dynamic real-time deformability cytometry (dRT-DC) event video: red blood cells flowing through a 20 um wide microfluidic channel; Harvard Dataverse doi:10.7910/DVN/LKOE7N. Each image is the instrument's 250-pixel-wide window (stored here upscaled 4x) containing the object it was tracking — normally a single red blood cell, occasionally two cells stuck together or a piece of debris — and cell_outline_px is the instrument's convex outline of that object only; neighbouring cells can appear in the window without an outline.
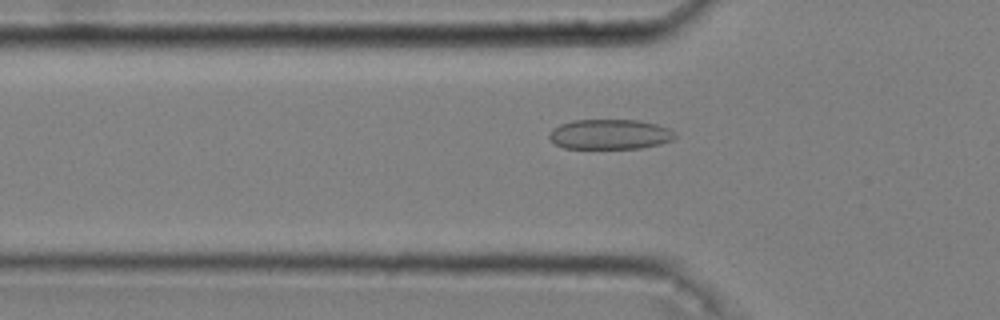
{"species": "common noctule bat (a hibernating species)", "species_latin": "Nyctalus noctula", "temperature_condition": "cold", "stored_images_in_passage": 49, "camera_frame_rate_fps": 3000, "um_per_image_px": 0.085, "animal": {"sex": "male", "body_mass_g": 20.4}, "frame": {"image": 1, "passage_image": 18, "time_ms": 5.667, "image_size_px": [1000, 320], "cell_outline_px": [[676, 136], [672, 140], [660, 144], [640, 148], [564, 148], [556, 144], [548, 136], [552, 128], [560, 124], [572, 120], [640, 120], [656, 124], [668, 128], [676, 132]], "centroid_in_image_um": [51.85, 11.41], "position_along_channel_um": 74.0, "area_um2": 22.02}}
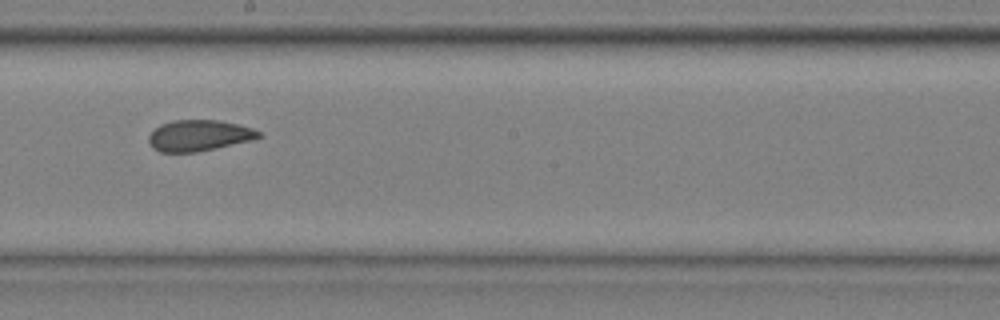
{"frame": {"image": 2, "passage_image": 31, "time_ms": 10.0, "image_size_px": [1000, 320], "cell_outline_px": [[260, 136], [256, 140], [196, 152], [160, 152], [152, 148], [148, 140], [148, 136], [160, 124], [172, 120], [220, 120], [252, 128], [260, 132]], "centroid_in_image_um": [16.91, 11.52], "position_along_channel_um": 231.3, "area_um2": 20.0}}
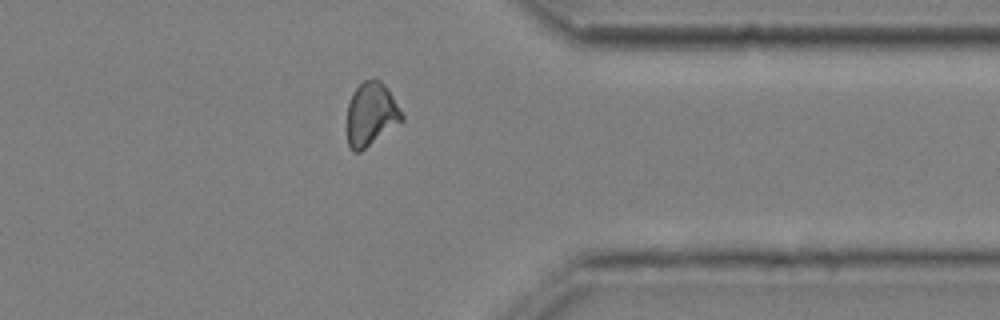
{"frame": {"image": 3, "passage_image": 44, "time_ms": 14.333, "image_size_px": [1000, 320], "cell_outline_px": [[404, 120], [360, 152], [352, 152], [348, 144], [344, 128], [348, 104], [352, 92], [364, 80], [380, 80], [388, 88], [404, 116]], "centroid_in_image_um": [31.49, 9.74], "position_along_channel_um": 379.9, "area_um2": 20.69}, "authors_computed_cell_mechanics": {"area_um2": 20.9814, "velocity_mm_per_s": 3.6313, "shape_relaxation_time_tau1_ms": null, "shape_relaxation_time_tau2_ms": 1.5384, "deformation_change_tau1": null, "deformation_change_tau2": 0.0753}}